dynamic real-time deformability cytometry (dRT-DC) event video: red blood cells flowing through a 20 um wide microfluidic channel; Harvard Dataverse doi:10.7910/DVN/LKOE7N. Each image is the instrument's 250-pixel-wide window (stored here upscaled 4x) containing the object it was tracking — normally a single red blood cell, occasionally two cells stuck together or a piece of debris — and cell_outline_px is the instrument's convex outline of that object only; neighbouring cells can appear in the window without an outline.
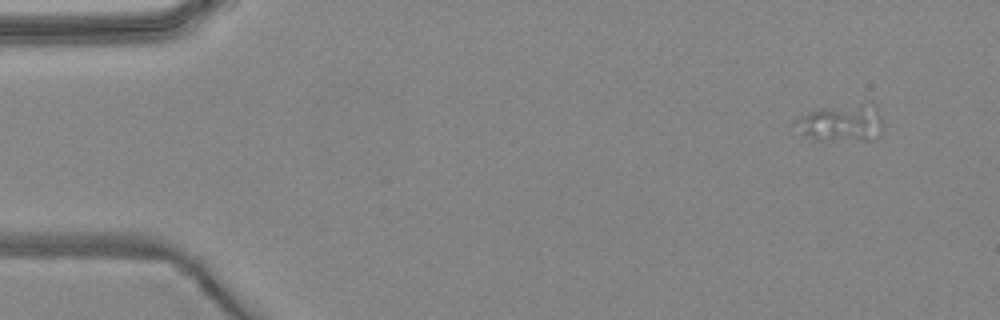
{"species": "common noctule bat (a hibernating species)", "species_latin": "Nyctalus noctula", "temperature_condition": "warm", "stored_images_in_passage": 3, "camera_frame_rate_fps": 3000, "um_per_image_px": 0.085, "animal": {"sex": "female", "body_mass_g": 24.6, "forearm_length_mm": 56.2}, "frame": {"image": 1, "passage_image": 1, "time_ms": 0.0, "image_size_px": [1000, 320], "cell_outline_px": [[880, 128], [876, 140], [864, 140], [808, 136], [804, 132], [796, 120], [800, 116], [808, 112], [820, 108], [860, 104], [872, 104], [880, 112]], "centroid_in_image_um": [71.62, 10.4], "position_along_channel_um": 13.4, "area_um2": 17.57}}